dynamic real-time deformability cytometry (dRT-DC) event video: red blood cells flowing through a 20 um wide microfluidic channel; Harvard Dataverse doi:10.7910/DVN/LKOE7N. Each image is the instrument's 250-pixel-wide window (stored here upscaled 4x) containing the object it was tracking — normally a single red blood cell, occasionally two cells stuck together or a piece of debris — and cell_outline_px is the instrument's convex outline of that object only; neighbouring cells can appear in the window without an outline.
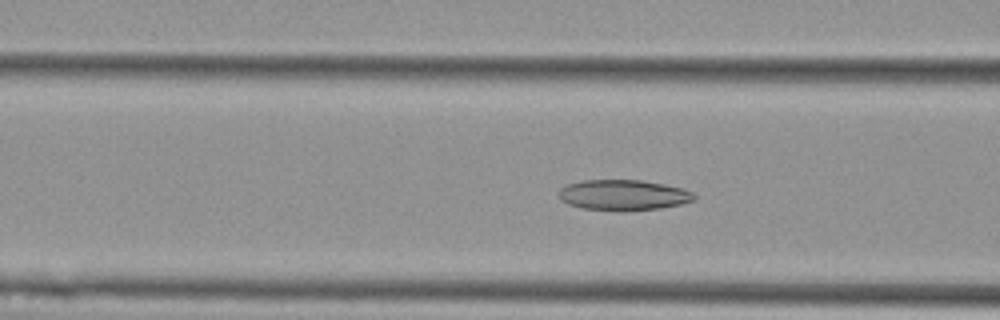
{"species": "Egyptian fruit bat (a non-hibernating species)", "species_latin": "Rousettus aegyptiacus", "temperature_condition": "cold", "stored_images_in_passage": 55, "camera_frame_rate_fps": 3000, "um_per_image_px": 0.085, "animal": {"sex": "female"}, "frame": {"image": 1, "passage_image": 21, "time_ms": 6.667, "image_size_px": [1000, 320], "cell_outline_px": [[696, 196], [692, 200], [680, 204], [660, 208], [620, 212], [616, 212], [580, 208], [568, 204], [560, 200], [556, 192], [560, 188], [568, 184], [580, 180], [640, 180], [664, 184], [680, 188], [692, 192]], "centroid_in_image_um": [52.9, 16.59], "position_along_channel_um": 113.7, "area_um2": 24.45}}
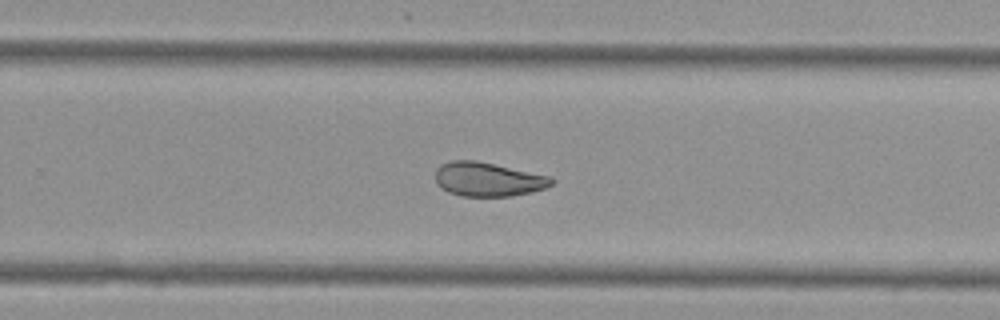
{"frame": {"image": 2, "passage_image": 35, "time_ms": 11.333, "image_size_px": [1000, 320], "cell_outline_px": [[556, 180], [552, 184], [544, 188], [532, 192], [512, 196], [460, 196], [448, 192], [440, 188], [436, 184], [436, 168], [440, 164], [452, 160], [476, 160], [552, 176]], "centroid_in_image_um": [41.48, 15.24], "position_along_channel_um": 288.3, "area_um2": 23.35}}
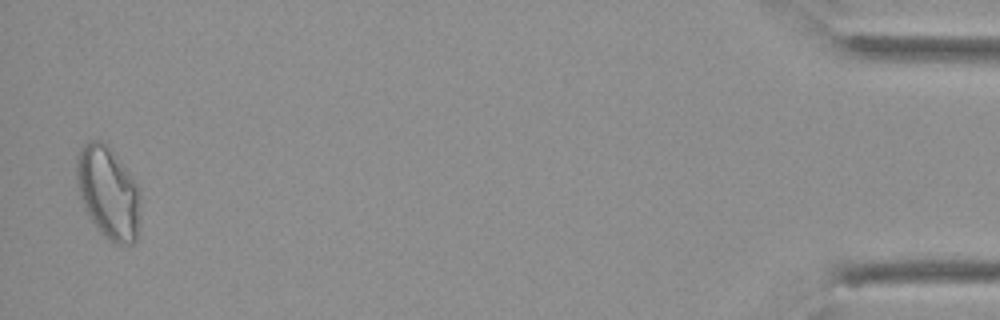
{"frame": {"image": 3, "passage_image": 53, "time_ms": 17.333, "image_size_px": [1000, 320], "cell_outline_px": [[140, 188], [136, 240], [132, 244], [116, 244], [104, 236], [100, 232], [92, 220], [80, 196], [76, 180], [76, 156], [80, 148], [88, 140], [100, 140], [108, 144]], "centroid_in_image_um": [9.18, 16.32], "position_along_channel_um": 426.0, "area_um2": 34.04}}